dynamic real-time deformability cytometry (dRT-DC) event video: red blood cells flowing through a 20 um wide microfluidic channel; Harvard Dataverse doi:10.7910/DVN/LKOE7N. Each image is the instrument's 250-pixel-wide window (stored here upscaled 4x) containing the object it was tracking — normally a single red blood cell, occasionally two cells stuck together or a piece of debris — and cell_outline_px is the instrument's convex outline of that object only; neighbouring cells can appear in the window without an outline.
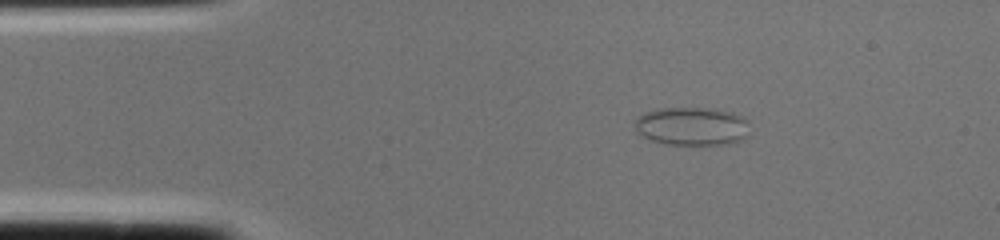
{"species": "common noctule bat (a hibernating species)", "species_latin": "Nyctalus noctula", "temperature_condition": "cold", "stored_images_in_passage": 1, "camera_frame_rate_fps": 3000, "um_per_image_px": 0.085, "animal": {"sex": "female", "body_mass_g": 22.0, "forearm_length_mm": 56.7}, "frame": {"image": 1, "passage_image": 1, "time_ms": 0.0, "image_size_px": [1000, 240], "cell_outline_px": [[748, 136], [744, 140], [732, 144], [668, 144], [652, 140], [636, 132], [636, 120], [644, 112], [656, 108], [716, 108], [732, 112], [744, 116], [748, 120]], "centroid_in_image_um": [58.89, 10.72], "position_along_channel_um": 26.1, "area_um2": 25.95}}